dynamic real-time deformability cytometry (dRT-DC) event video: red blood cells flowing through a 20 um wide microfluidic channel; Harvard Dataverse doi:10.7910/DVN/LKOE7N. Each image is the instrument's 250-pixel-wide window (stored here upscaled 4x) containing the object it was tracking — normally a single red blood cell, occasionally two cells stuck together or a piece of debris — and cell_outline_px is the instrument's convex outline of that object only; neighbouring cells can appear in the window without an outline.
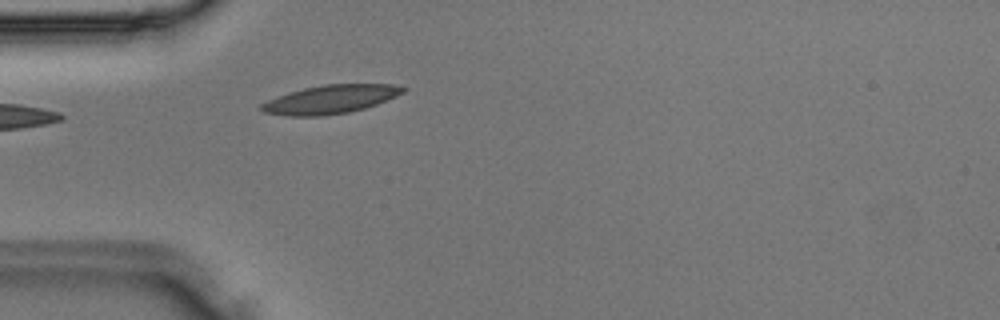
{"species": "Egyptian fruit bat (a non-hibernating species)", "species_latin": "Rousettus aegyptiacus", "temperature_condition": "room temperature", "stored_images_in_passage": 6, "camera_frame_rate_fps": 3000, "um_per_image_px": 0.085, "animal": {"sex": "male"}, "frame": {"image": 1, "passage_image": 1, "time_ms": 0.0, "image_size_px": [1000, 320], "cell_outline_px": [[408, 88], [404, 92], [396, 96], [376, 104], [364, 108], [348, 112], [320, 116], [288, 116], [264, 112], [260, 108], [260, 104], [268, 100], [288, 92], [304, 88], [324, 84], [392, 84]], "centroid_in_image_um": [28.08, 8.44], "position_along_channel_um": 56.9, "area_um2": 23.41}}